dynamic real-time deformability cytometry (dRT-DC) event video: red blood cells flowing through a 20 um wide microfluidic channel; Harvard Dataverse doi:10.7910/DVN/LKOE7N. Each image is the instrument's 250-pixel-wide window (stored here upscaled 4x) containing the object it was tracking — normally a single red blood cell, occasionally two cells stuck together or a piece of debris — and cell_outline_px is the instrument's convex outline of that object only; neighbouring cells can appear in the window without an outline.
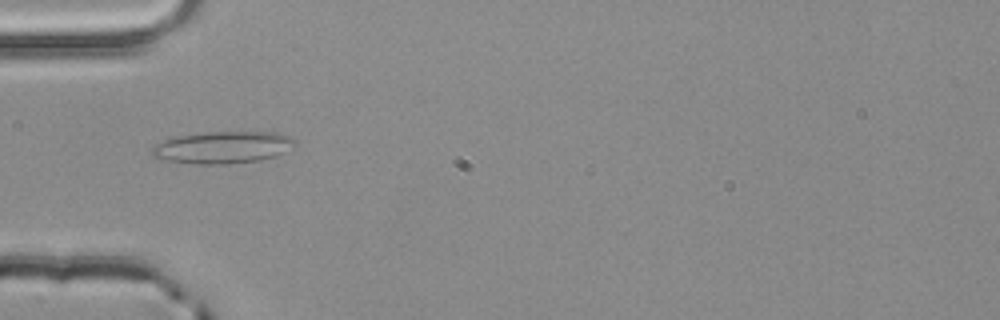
{"species": "common noctule bat (a hibernating species)", "species_latin": "Nyctalus noctula", "temperature_condition": "room temperature", "stored_images_in_passage": 3, "camera_frame_rate_fps": 3000, "um_per_image_px": 0.085, "animal": {"sex": "male", "body_mass_g": 20.4}, "frame": {"image": 1, "passage_image": 3, "time_ms": 0.667, "image_size_px": [1000, 320], "cell_outline_px": [[296, 144], [284, 152], [276, 156], [260, 160], [228, 164], [200, 164], [168, 160], [152, 156], [152, 148], [156, 144], [164, 140], [176, 136], [204, 132], [276, 132], [288, 136], [296, 140]], "centroid_in_image_um": [18.96, 12.52], "position_along_channel_um": 66.0, "area_um2": 26.59}}